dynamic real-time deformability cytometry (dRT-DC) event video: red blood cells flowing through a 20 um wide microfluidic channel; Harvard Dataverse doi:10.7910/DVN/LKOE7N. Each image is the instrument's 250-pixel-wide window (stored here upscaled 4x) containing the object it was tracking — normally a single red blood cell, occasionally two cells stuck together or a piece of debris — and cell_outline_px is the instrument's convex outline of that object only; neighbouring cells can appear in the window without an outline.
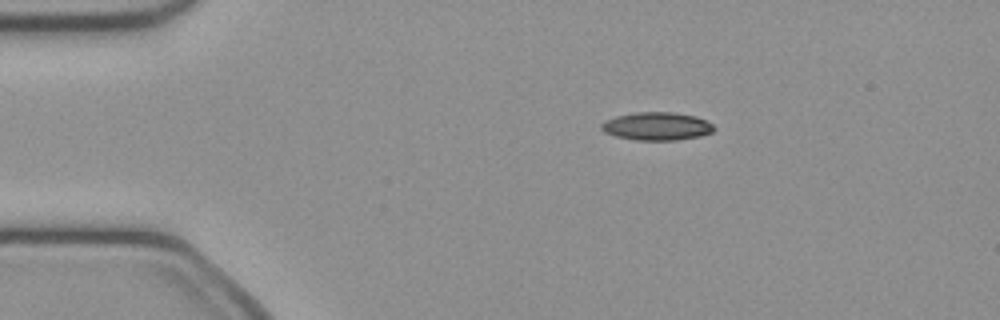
{"species": "common noctule bat (a hibernating species)", "species_latin": "Nyctalus noctula", "temperature_condition": "cold", "stored_images_in_passage": 42, "camera_frame_rate_fps": 3000, "um_per_image_px": 0.085, "animal": {"sex": "female", "body_mass_g": 21.9}, "frame": {"image": 1, "passage_image": 1, "time_ms": 0.0, "image_size_px": [1000, 320], "cell_outline_px": [[716, 128], [712, 132], [700, 136], [676, 140], [636, 140], [616, 136], [604, 132], [600, 128], [600, 124], [604, 120], [616, 116], [636, 112], [672, 112], [696, 116], [712, 124]], "centroid_in_image_um": [55.81, 10.73], "position_along_channel_um": 29.2, "area_um2": 18.44}}
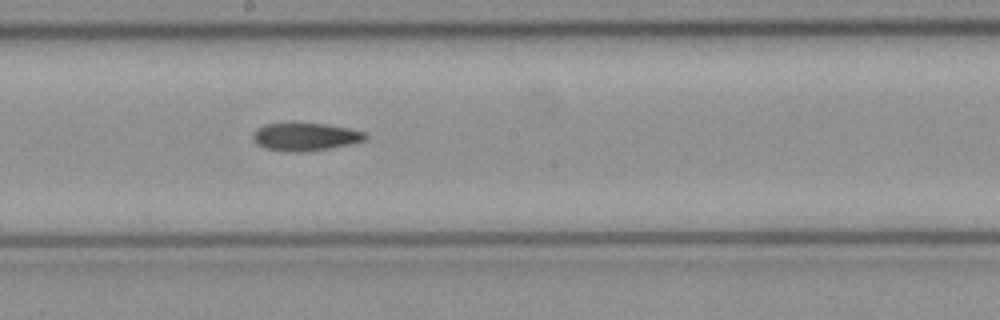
{"frame": {"image": 2, "passage_image": 19, "time_ms": 6.0, "image_size_px": [1000, 320], "cell_outline_px": [[368, 140], [352, 144], [328, 148], [300, 152], [292, 152], [264, 148], [256, 144], [252, 140], [252, 132], [256, 128], [264, 124], [324, 124], [348, 128], [364, 132], [368, 136]], "centroid_in_image_um": [25.93, 11.63], "position_along_channel_um": 222.3, "area_um2": 18.21}}
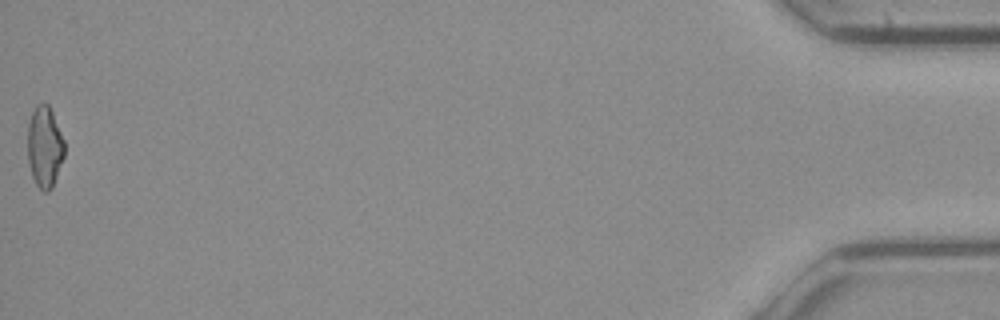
{"frame": {"image": 3, "passage_image": 42, "time_ms": 13.667, "image_size_px": [1000, 320], "cell_outline_px": [[64, 156], [52, 188], [48, 192], [44, 192], [36, 184], [32, 176], [28, 160], [28, 124], [32, 112], [36, 104], [48, 104], [52, 112], [64, 140]], "centroid_in_image_um": [3.79, 12.49], "position_along_channel_um": 431.4, "area_um2": 17.28}, "authors_computed_cell_mechanics": {"area_um2": 18.207, "velocity_mm_per_s": 4.0962, "shape_relaxation_time_tau1_ms": null, "shape_relaxation_time_tau2_ms": 6.8648, "deformation_change_tau1": null, "deformation_change_tau2": 0.1692}}